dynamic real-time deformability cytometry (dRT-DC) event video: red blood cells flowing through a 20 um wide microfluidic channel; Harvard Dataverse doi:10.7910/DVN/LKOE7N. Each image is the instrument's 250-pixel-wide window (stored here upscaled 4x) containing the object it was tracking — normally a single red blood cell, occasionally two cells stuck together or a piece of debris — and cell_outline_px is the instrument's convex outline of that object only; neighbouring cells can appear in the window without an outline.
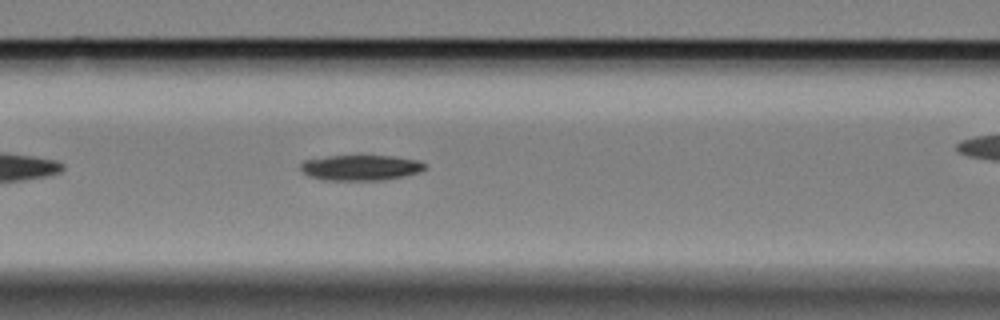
{"species": "Egyptian fruit bat (a non-hibernating species)", "species_latin": "Rousettus aegyptiacus", "temperature_condition": "cold", "stored_images_in_passage": 43, "camera_frame_rate_fps": 3000, "um_per_image_px": 0.085, "animal": {"sex": "female"}, "frame": {"image": 1, "passage_image": 10, "time_ms": 3.0, "image_size_px": [1000, 320], "cell_outline_px": [[428, 168], [420, 172], [404, 176], [384, 180], [324, 180], [308, 176], [300, 168], [300, 164], [304, 160], [328, 156], [392, 156], [416, 160], [428, 164]], "centroid_in_image_um": [30.69, 14.25], "position_along_channel_um": 135.9, "area_um2": 18.55}}
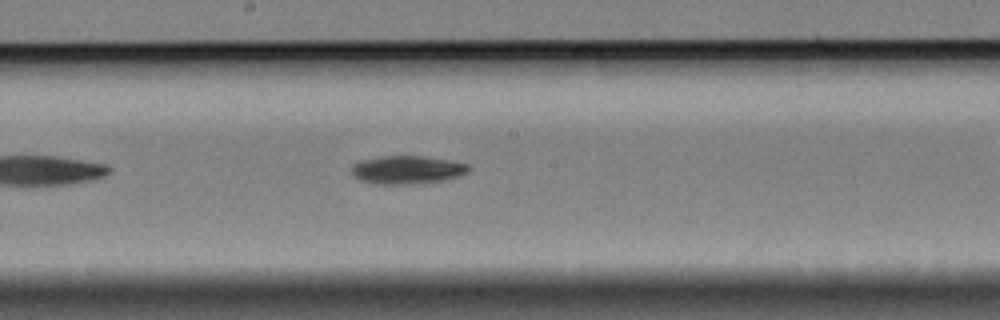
{"frame": {"image": 2, "passage_image": 17, "time_ms": 5.333, "image_size_px": [1000, 320], "cell_outline_px": [[472, 168], [468, 172], [460, 176], [448, 180], [412, 184], [372, 184], [360, 180], [352, 172], [352, 164], [360, 160], [380, 156], [420, 156], [448, 160], [468, 164]], "centroid_in_image_um": [34.63, 14.44], "position_along_channel_um": 213.6, "area_um2": 19.42}}
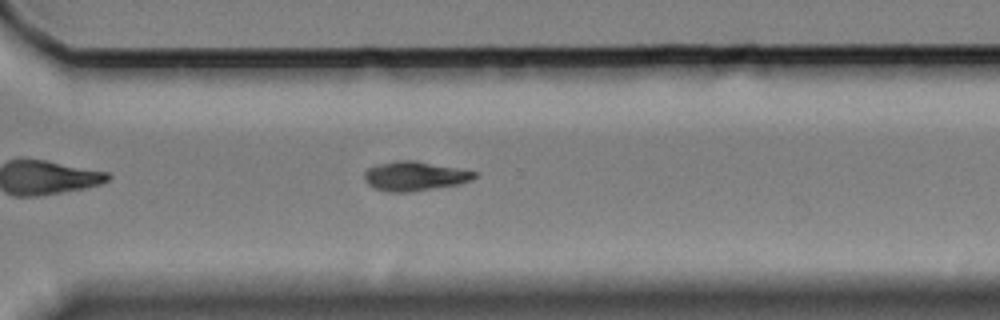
{"frame": {"image": 3, "passage_image": 28, "time_ms": 9.0, "image_size_px": [1000, 320], "cell_outline_px": [[476, 176], [472, 180], [460, 184], [408, 192], [388, 192], [376, 188], [368, 184], [364, 180], [364, 172], [368, 168], [376, 164], [396, 160], [416, 160], [476, 172]], "centroid_in_image_um": [35.21, 14.96], "position_along_channel_um": 335.4, "area_um2": 18.79}}